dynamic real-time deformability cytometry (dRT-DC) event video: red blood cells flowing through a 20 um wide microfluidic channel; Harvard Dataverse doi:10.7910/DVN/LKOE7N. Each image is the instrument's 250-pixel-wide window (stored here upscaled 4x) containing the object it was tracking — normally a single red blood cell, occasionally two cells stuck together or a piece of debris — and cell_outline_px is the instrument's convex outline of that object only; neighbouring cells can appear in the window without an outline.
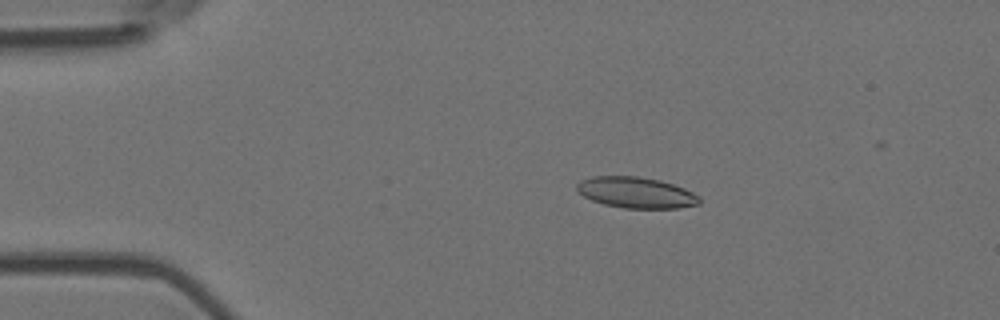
{"species": "Egyptian fruit bat (a non-hibernating species)", "species_latin": "Rousettus aegyptiacus", "temperature_condition": "room temperature", "stored_images_in_passage": 8, "camera_frame_rate_fps": 3000, "um_per_image_px": 0.085, "animal": {"sex": "female"}, "frame": {"image": 1, "passage_image": 4, "time_ms": 1.0, "image_size_px": [1000, 320], "cell_outline_px": [[700, 204], [676, 208], [624, 208], [604, 204], [592, 200], [584, 196], [576, 188], [576, 184], [580, 180], [592, 176], [636, 176], [660, 180], [684, 188], [700, 196]], "centroid_in_image_um": [54.07, 16.36], "position_along_channel_um": 30.9, "area_um2": 22.08}}
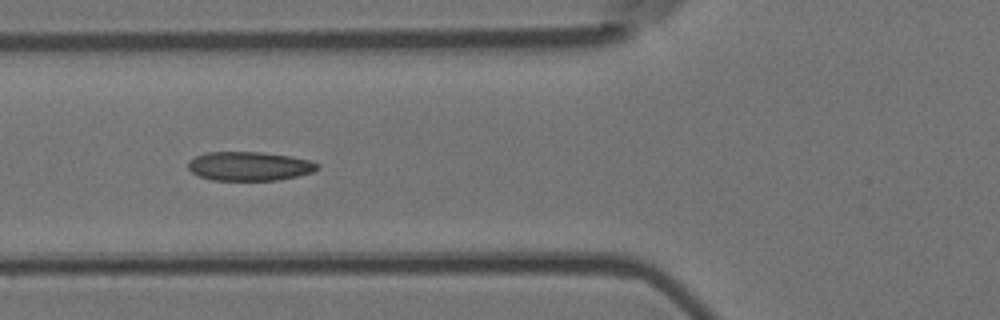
{"frame": {"image": 2, "passage_image": 7, "time_ms": 2.0, "image_size_px": [1000, 320], "cell_outline_px": [[320, 168], [312, 172], [296, 176], [276, 180], [212, 180], [200, 176], [192, 172], [188, 168], [188, 160], [196, 156], [208, 152], [264, 152], [288, 156], [308, 160], [320, 164]], "centroid_in_image_um": [21.19, 14.12], "position_along_channel_um": 104.6, "area_um2": 21.73}}
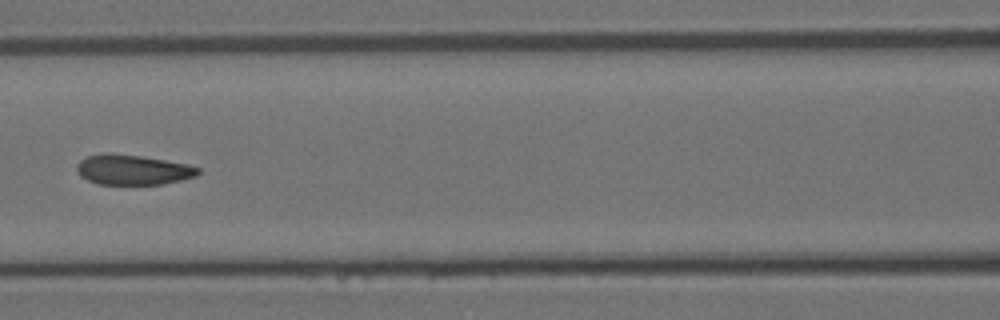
{"frame": {"image": 3, "passage_image": 8, "time_ms": 2.333, "image_size_px": [1000, 320], "cell_outline_px": [[200, 172], [196, 176], [164, 184], [96, 184], [80, 176], [76, 168], [76, 164], [80, 160], [88, 156], [108, 152], [112, 152], [140, 156], [188, 164], [200, 168]], "centroid_in_image_um": [11.27, 14.42], "position_along_channel_um": 155.3, "area_um2": 21.33}}